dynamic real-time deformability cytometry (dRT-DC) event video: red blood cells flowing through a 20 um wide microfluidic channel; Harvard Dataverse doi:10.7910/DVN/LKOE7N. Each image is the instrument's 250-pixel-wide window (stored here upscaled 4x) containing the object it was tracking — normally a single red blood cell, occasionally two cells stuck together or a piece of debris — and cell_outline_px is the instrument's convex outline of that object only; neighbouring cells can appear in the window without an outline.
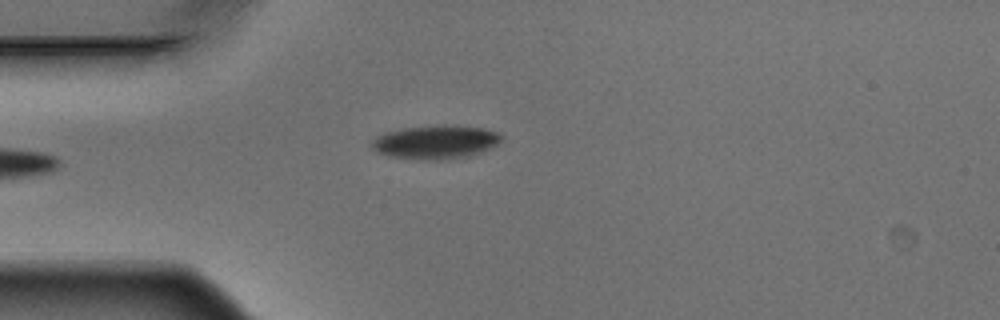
{"species": "Egyptian fruit bat (a non-hibernating species)", "species_latin": "Rousettus aegyptiacus", "temperature_condition": "warm", "stored_images_in_passage": 5, "camera_frame_rate_fps": 3000, "um_per_image_px": 0.085, "animal": {"sex": "male"}, "frame": {"image": 1, "passage_image": 5, "time_ms": 1.333, "image_size_px": [1000, 320], "cell_outline_px": [[504, 136], [492, 148], [468, 156], [440, 160], [424, 160], [388, 156], [376, 152], [372, 148], [372, 140], [376, 136], [388, 132], [404, 128], [444, 124], [484, 128], [496, 132]], "centroid_in_image_um": [37.02, 12.07], "position_along_channel_um": 48.0, "area_um2": 25.43}}